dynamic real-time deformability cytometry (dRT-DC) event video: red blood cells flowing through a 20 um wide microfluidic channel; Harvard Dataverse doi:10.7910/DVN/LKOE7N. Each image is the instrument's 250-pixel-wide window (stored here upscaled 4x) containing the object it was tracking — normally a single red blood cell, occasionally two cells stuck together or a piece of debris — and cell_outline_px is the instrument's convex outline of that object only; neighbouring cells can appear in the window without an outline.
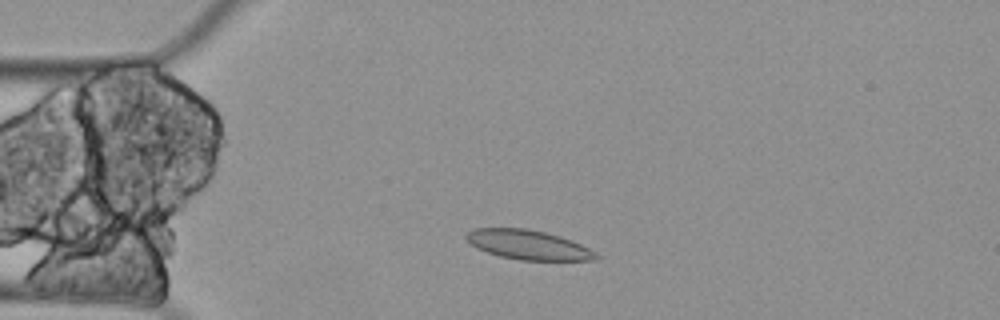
{"species": "Egyptian fruit bat (a non-hibernating species)", "species_latin": "Rousettus aegyptiacus", "temperature_condition": "cold", "stored_images_in_passage": 6, "camera_frame_rate_fps": 3000, "um_per_image_px": 0.085, "animal": {"sex": "female"}, "frame": {"image": 1, "passage_image": 3, "time_ms": 0.667, "image_size_px": [1000, 320], "cell_outline_px": [[600, 256], [596, 260], [520, 260], [500, 256], [476, 248], [464, 236], [472, 228], [524, 228], [544, 232], [560, 236], [572, 240], [596, 252]], "centroid_in_image_um": [44.91, 20.81], "position_along_channel_um": 40.1, "area_um2": 22.2}}
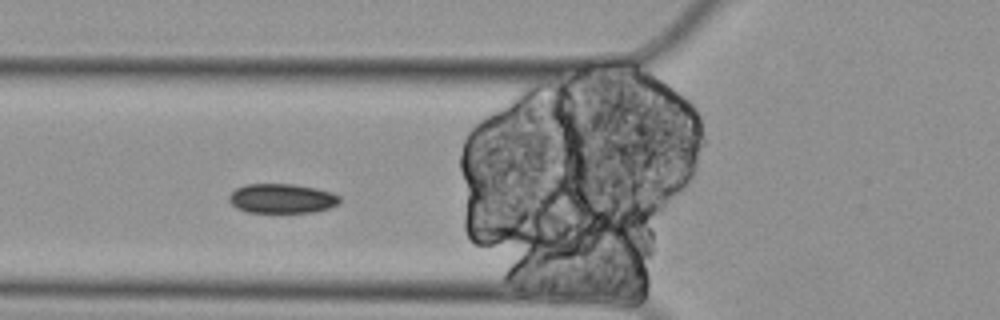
{"frame": {"image": 2, "passage_image": 5, "time_ms": 1.333, "image_size_px": [1000, 320], "cell_outline_px": [[340, 200], [336, 204], [328, 208], [312, 212], [248, 212], [236, 208], [228, 200], [228, 196], [236, 188], [244, 184], [292, 184], [316, 188], [332, 192], [340, 196]], "centroid_in_image_um": [23.93, 16.86], "position_along_channel_um": 101.9, "area_um2": 18.96}}
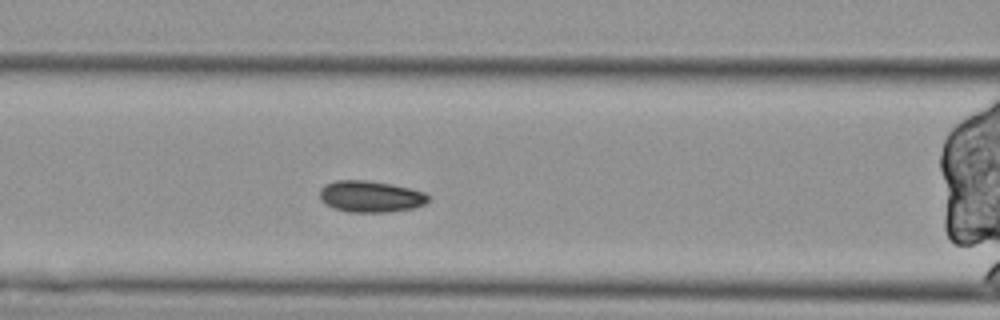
{"frame": {"image": 3, "passage_image": 6, "time_ms": 1.667, "image_size_px": [1000, 320], "cell_outline_px": [[428, 200], [424, 204], [412, 208], [388, 212], [348, 212], [332, 208], [324, 204], [320, 200], [320, 188], [324, 184], [336, 180], [368, 180], [392, 184], [424, 192], [428, 196]], "centroid_in_image_um": [31.43, 16.7], "position_along_channel_um": 135.2, "area_um2": 20.0}}